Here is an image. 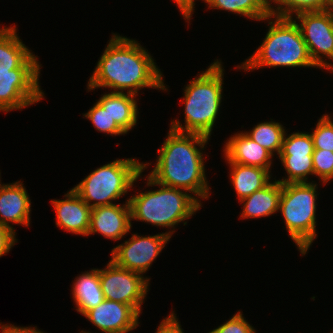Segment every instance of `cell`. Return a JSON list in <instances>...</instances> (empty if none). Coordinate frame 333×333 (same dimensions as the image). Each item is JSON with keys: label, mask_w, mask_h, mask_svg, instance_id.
I'll use <instances>...</instances> for the list:
<instances>
[{"label": "cell", "mask_w": 333, "mask_h": 333, "mask_svg": "<svg viewBox=\"0 0 333 333\" xmlns=\"http://www.w3.org/2000/svg\"><path fill=\"white\" fill-rule=\"evenodd\" d=\"M267 19L270 26L261 45L236 68L247 72L266 66L318 68L309 55L296 20L274 15H269Z\"/></svg>", "instance_id": "obj_4"}, {"label": "cell", "mask_w": 333, "mask_h": 333, "mask_svg": "<svg viewBox=\"0 0 333 333\" xmlns=\"http://www.w3.org/2000/svg\"><path fill=\"white\" fill-rule=\"evenodd\" d=\"M103 333H128L139 325V314L128 304L105 299L84 315Z\"/></svg>", "instance_id": "obj_13"}, {"label": "cell", "mask_w": 333, "mask_h": 333, "mask_svg": "<svg viewBox=\"0 0 333 333\" xmlns=\"http://www.w3.org/2000/svg\"><path fill=\"white\" fill-rule=\"evenodd\" d=\"M86 119H89L95 129L99 132L108 135L117 136L126 134L117 123L111 118L107 110H105L98 102L85 114Z\"/></svg>", "instance_id": "obj_26"}, {"label": "cell", "mask_w": 333, "mask_h": 333, "mask_svg": "<svg viewBox=\"0 0 333 333\" xmlns=\"http://www.w3.org/2000/svg\"><path fill=\"white\" fill-rule=\"evenodd\" d=\"M176 314L171 312L165 319L160 322L156 333H184Z\"/></svg>", "instance_id": "obj_31"}, {"label": "cell", "mask_w": 333, "mask_h": 333, "mask_svg": "<svg viewBox=\"0 0 333 333\" xmlns=\"http://www.w3.org/2000/svg\"><path fill=\"white\" fill-rule=\"evenodd\" d=\"M244 133L267 149L273 156L275 152L279 156L286 131L281 123L271 119L269 122L264 121L255 125L251 131Z\"/></svg>", "instance_id": "obj_24"}, {"label": "cell", "mask_w": 333, "mask_h": 333, "mask_svg": "<svg viewBox=\"0 0 333 333\" xmlns=\"http://www.w3.org/2000/svg\"><path fill=\"white\" fill-rule=\"evenodd\" d=\"M72 298L76 311L84 315L105 300L99 279V269L85 271L74 279Z\"/></svg>", "instance_id": "obj_20"}, {"label": "cell", "mask_w": 333, "mask_h": 333, "mask_svg": "<svg viewBox=\"0 0 333 333\" xmlns=\"http://www.w3.org/2000/svg\"><path fill=\"white\" fill-rule=\"evenodd\" d=\"M282 183L275 179L261 190L240 200L244 206L240 218H263L278 212Z\"/></svg>", "instance_id": "obj_19"}, {"label": "cell", "mask_w": 333, "mask_h": 333, "mask_svg": "<svg viewBox=\"0 0 333 333\" xmlns=\"http://www.w3.org/2000/svg\"><path fill=\"white\" fill-rule=\"evenodd\" d=\"M314 175L321 183L333 179V152L330 150L314 149L312 154Z\"/></svg>", "instance_id": "obj_28"}, {"label": "cell", "mask_w": 333, "mask_h": 333, "mask_svg": "<svg viewBox=\"0 0 333 333\" xmlns=\"http://www.w3.org/2000/svg\"><path fill=\"white\" fill-rule=\"evenodd\" d=\"M99 279L105 299L128 304L139 315L142 313L150 278L121 268L110 260L104 269H99Z\"/></svg>", "instance_id": "obj_9"}, {"label": "cell", "mask_w": 333, "mask_h": 333, "mask_svg": "<svg viewBox=\"0 0 333 333\" xmlns=\"http://www.w3.org/2000/svg\"><path fill=\"white\" fill-rule=\"evenodd\" d=\"M209 333H256V331L254 327L244 319L242 312L238 311L229 320Z\"/></svg>", "instance_id": "obj_29"}, {"label": "cell", "mask_w": 333, "mask_h": 333, "mask_svg": "<svg viewBox=\"0 0 333 333\" xmlns=\"http://www.w3.org/2000/svg\"><path fill=\"white\" fill-rule=\"evenodd\" d=\"M97 102L126 134L136 126L139 114L136 95L109 92L101 95Z\"/></svg>", "instance_id": "obj_18"}, {"label": "cell", "mask_w": 333, "mask_h": 333, "mask_svg": "<svg viewBox=\"0 0 333 333\" xmlns=\"http://www.w3.org/2000/svg\"><path fill=\"white\" fill-rule=\"evenodd\" d=\"M37 57L33 54L21 67L0 72L1 112L19 110L43 99L44 92L39 86L42 65Z\"/></svg>", "instance_id": "obj_8"}, {"label": "cell", "mask_w": 333, "mask_h": 333, "mask_svg": "<svg viewBox=\"0 0 333 333\" xmlns=\"http://www.w3.org/2000/svg\"><path fill=\"white\" fill-rule=\"evenodd\" d=\"M80 333H91V332H86V331H83V330H82Z\"/></svg>", "instance_id": "obj_35"}, {"label": "cell", "mask_w": 333, "mask_h": 333, "mask_svg": "<svg viewBox=\"0 0 333 333\" xmlns=\"http://www.w3.org/2000/svg\"><path fill=\"white\" fill-rule=\"evenodd\" d=\"M224 157L227 163H237L246 166H256L271 172L272 158L267 149L253 141L246 133H236L224 146Z\"/></svg>", "instance_id": "obj_17"}, {"label": "cell", "mask_w": 333, "mask_h": 333, "mask_svg": "<svg viewBox=\"0 0 333 333\" xmlns=\"http://www.w3.org/2000/svg\"><path fill=\"white\" fill-rule=\"evenodd\" d=\"M324 11L333 12V0H326Z\"/></svg>", "instance_id": "obj_34"}, {"label": "cell", "mask_w": 333, "mask_h": 333, "mask_svg": "<svg viewBox=\"0 0 333 333\" xmlns=\"http://www.w3.org/2000/svg\"><path fill=\"white\" fill-rule=\"evenodd\" d=\"M228 164L230 165V181L239 201L271 182V174L267 169L237 163Z\"/></svg>", "instance_id": "obj_21"}, {"label": "cell", "mask_w": 333, "mask_h": 333, "mask_svg": "<svg viewBox=\"0 0 333 333\" xmlns=\"http://www.w3.org/2000/svg\"><path fill=\"white\" fill-rule=\"evenodd\" d=\"M65 199L51 200L56 213V226L67 232L87 236L90 228L91 207L71 188Z\"/></svg>", "instance_id": "obj_16"}, {"label": "cell", "mask_w": 333, "mask_h": 333, "mask_svg": "<svg viewBox=\"0 0 333 333\" xmlns=\"http://www.w3.org/2000/svg\"><path fill=\"white\" fill-rule=\"evenodd\" d=\"M223 72L222 62L217 59L185 86L183 98L185 125H182L178 119L171 120L170 129L210 138L219 107L222 105Z\"/></svg>", "instance_id": "obj_3"}, {"label": "cell", "mask_w": 333, "mask_h": 333, "mask_svg": "<svg viewBox=\"0 0 333 333\" xmlns=\"http://www.w3.org/2000/svg\"><path fill=\"white\" fill-rule=\"evenodd\" d=\"M150 164L135 158L116 159L92 171L73 190L91 208L114 204L113 200L127 194Z\"/></svg>", "instance_id": "obj_6"}, {"label": "cell", "mask_w": 333, "mask_h": 333, "mask_svg": "<svg viewBox=\"0 0 333 333\" xmlns=\"http://www.w3.org/2000/svg\"><path fill=\"white\" fill-rule=\"evenodd\" d=\"M325 4L326 0H268L270 15L287 18L301 12L324 11Z\"/></svg>", "instance_id": "obj_25"}, {"label": "cell", "mask_w": 333, "mask_h": 333, "mask_svg": "<svg viewBox=\"0 0 333 333\" xmlns=\"http://www.w3.org/2000/svg\"><path fill=\"white\" fill-rule=\"evenodd\" d=\"M175 4L178 6L181 11L182 16L188 23H190V19L192 17V13L194 12L195 0H173Z\"/></svg>", "instance_id": "obj_32"}, {"label": "cell", "mask_w": 333, "mask_h": 333, "mask_svg": "<svg viewBox=\"0 0 333 333\" xmlns=\"http://www.w3.org/2000/svg\"><path fill=\"white\" fill-rule=\"evenodd\" d=\"M1 333H44L41 330H38L37 327H21L15 326L12 324H0Z\"/></svg>", "instance_id": "obj_33"}, {"label": "cell", "mask_w": 333, "mask_h": 333, "mask_svg": "<svg viewBox=\"0 0 333 333\" xmlns=\"http://www.w3.org/2000/svg\"><path fill=\"white\" fill-rule=\"evenodd\" d=\"M14 26L0 28V72L21 67L32 55Z\"/></svg>", "instance_id": "obj_22"}, {"label": "cell", "mask_w": 333, "mask_h": 333, "mask_svg": "<svg viewBox=\"0 0 333 333\" xmlns=\"http://www.w3.org/2000/svg\"><path fill=\"white\" fill-rule=\"evenodd\" d=\"M147 186H160L158 190L137 193L129 198L131 220H139L153 226L175 228L189 219L202 204L185 190L167 187L155 182L147 175Z\"/></svg>", "instance_id": "obj_5"}, {"label": "cell", "mask_w": 333, "mask_h": 333, "mask_svg": "<svg viewBox=\"0 0 333 333\" xmlns=\"http://www.w3.org/2000/svg\"><path fill=\"white\" fill-rule=\"evenodd\" d=\"M31 200L21 181L0 184V224L15 231L13 224L30 226ZM10 223H13L12 225Z\"/></svg>", "instance_id": "obj_15"}, {"label": "cell", "mask_w": 333, "mask_h": 333, "mask_svg": "<svg viewBox=\"0 0 333 333\" xmlns=\"http://www.w3.org/2000/svg\"><path fill=\"white\" fill-rule=\"evenodd\" d=\"M174 232L175 230L171 229L153 236L133 234L131 238L112 249L111 260L121 268L143 275L162 252Z\"/></svg>", "instance_id": "obj_11"}, {"label": "cell", "mask_w": 333, "mask_h": 333, "mask_svg": "<svg viewBox=\"0 0 333 333\" xmlns=\"http://www.w3.org/2000/svg\"><path fill=\"white\" fill-rule=\"evenodd\" d=\"M203 2L207 3L208 8L229 11L254 21H265L270 15L268 0H203Z\"/></svg>", "instance_id": "obj_23"}, {"label": "cell", "mask_w": 333, "mask_h": 333, "mask_svg": "<svg viewBox=\"0 0 333 333\" xmlns=\"http://www.w3.org/2000/svg\"><path fill=\"white\" fill-rule=\"evenodd\" d=\"M314 149L330 150L333 152V119L328 114H323L310 133Z\"/></svg>", "instance_id": "obj_27"}, {"label": "cell", "mask_w": 333, "mask_h": 333, "mask_svg": "<svg viewBox=\"0 0 333 333\" xmlns=\"http://www.w3.org/2000/svg\"><path fill=\"white\" fill-rule=\"evenodd\" d=\"M287 136V137H286ZM313 139L308 132L285 133L279 154L281 164L287 172L279 179L282 184L308 182V175H314L312 154Z\"/></svg>", "instance_id": "obj_12"}, {"label": "cell", "mask_w": 333, "mask_h": 333, "mask_svg": "<svg viewBox=\"0 0 333 333\" xmlns=\"http://www.w3.org/2000/svg\"><path fill=\"white\" fill-rule=\"evenodd\" d=\"M293 19L300 22L297 24L313 63L333 72V64L325 59L333 60V12H301Z\"/></svg>", "instance_id": "obj_10"}, {"label": "cell", "mask_w": 333, "mask_h": 333, "mask_svg": "<svg viewBox=\"0 0 333 333\" xmlns=\"http://www.w3.org/2000/svg\"><path fill=\"white\" fill-rule=\"evenodd\" d=\"M89 78L88 91L109 88L110 92L138 95L143 88L168 90L163 74L148 50L138 41L114 34Z\"/></svg>", "instance_id": "obj_1"}, {"label": "cell", "mask_w": 333, "mask_h": 333, "mask_svg": "<svg viewBox=\"0 0 333 333\" xmlns=\"http://www.w3.org/2000/svg\"><path fill=\"white\" fill-rule=\"evenodd\" d=\"M209 139L200 134L169 129L162 147L157 150L159 156L155 166L148 175L158 184L194 194L200 203V198L208 199L211 193L201 151Z\"/></svg>", "instance_id": "obj_2"}, {"label": "cell", "mask_w": 333, "mask_h": 333, "mask_svg": "<svg viewBox=\"0 0 333 333\" xmlns=\"http://www.w3.org/2000/svg\"><path fill=\"white\" fill-rule=\"evenodd\" d=\"M129 199L125 204H111L91 208L88 236L99 233L105 238L117 241L131 230Z\"/></svg>", "instance_id": "obj_14"}, {"label": "cell", "mask_w": 333, "mask_h": 333, "mask_svg": "<svg viewBox=\"0 0 333 333\" xmlns=\"http://www.w3.org/2000/svg\"><path fill=\"white\" fill-rule=\"evenodd\" d=\"M16 232L0 224V257L10 252L17 243Z\"/></svg>", "instance_id": "obj_30"}, {"label": "cell", "mask_w": 333, "mask_h": 333, "mask_svg": "<svg viewBox=\"0 0 333 333\" xmlns=\"http://www.w3.org/2000/svg\"><path fill=\"white\" fill-rule=\"evenodd\" d=\"M301 182L282 184L279 208L284 217L290 238L300 254L305 255L317 237L316 200L317 183Z\"/></svg>", "instance_id": "obj_7"}]
</instances>
